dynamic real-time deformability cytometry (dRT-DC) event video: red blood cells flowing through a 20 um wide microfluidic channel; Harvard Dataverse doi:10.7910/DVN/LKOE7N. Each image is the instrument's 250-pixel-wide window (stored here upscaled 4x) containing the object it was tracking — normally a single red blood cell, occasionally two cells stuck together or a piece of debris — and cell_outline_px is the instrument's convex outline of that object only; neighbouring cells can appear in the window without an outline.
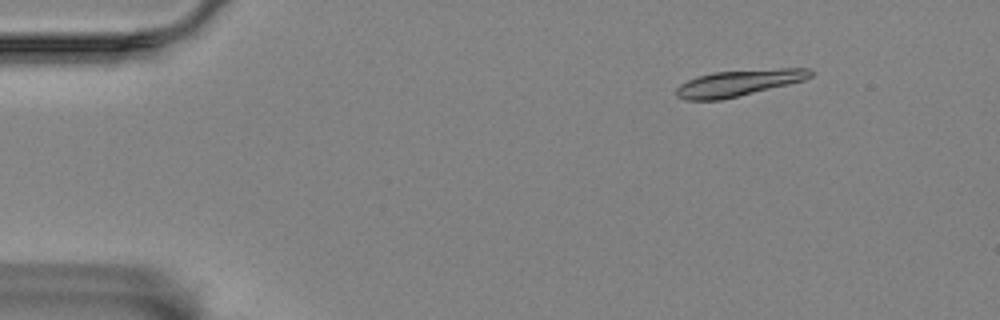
{"species": "Egyptian fruit bat (a non-hibernating species)", "species_latin": "Rousettus aegyptiacus", "temperature_condition": "room temperature", "stored_images_in_passage": 42, "camera_frame_rate_fps": 3000, "um_per_image_px": 0.085, "animal": {"sex": "female"}, "frame": {"image": 1, "passage_image": 1, "time_ms": 0.0, "image_size_px": [1000, 320], "cell_outline_px": [[812, 76], [804, 80], [720, 100], [684, 100], [676, 96], [676, 88], [680, 84], [696, 76], [712, 72], [780, 68], [808, 68], [812, 72]], "centroid_in_image_um": [62.73, 7.04], "position_along_channel_um": 22.3, "area_um2": 20.35}}
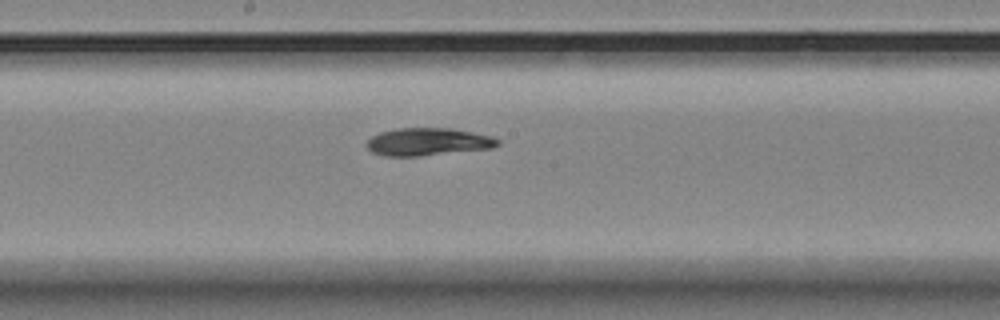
{"frame": {"image": 2, "passage_image": 24, "time_ms": 7.667, "image_size_px": [1000, 320], "cell_outline_px": [[500, 144], [492, 148], [420, 156], [384, 156], [372, 152], [364, 144], [372, 136], [380, 132], [396, 128], [452, 128], [492, 136], [500, 140]], "centroid_in_image_um": [36.37, 12.05], "position_along_channel_um": 211.8, "area_um2": 21.21}}
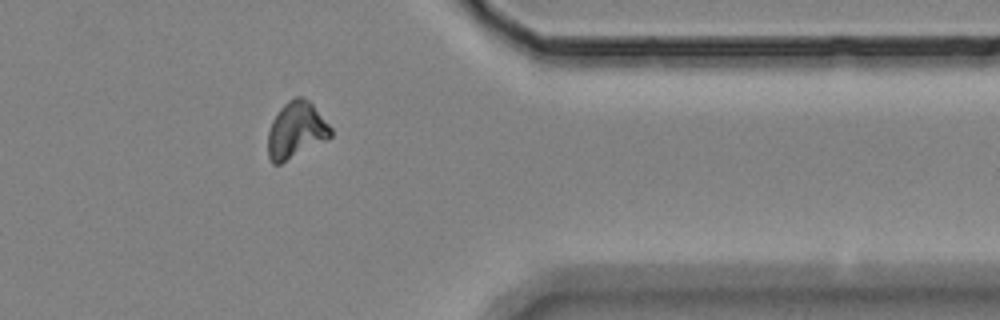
{"frame": {"image": 3, "passage_image": 40, "time_ms": 13.0, "image_size_px": [1000, 320], "cell_outline_px": [[332, 136], [328, 140], [280, 164], [272, 164], [268, 156], [268, 132], [272, 120], [280, 108], [288, 100], [296, 96], [304, 96], [312, 104], [332, 128]], "centroid_in_image_um": [25.17, 11.07], "position_along_channel_um": 386.2, "area_um2": 20.81}, "authors_computed_cell_mechanics": {"area_um2": 21.1259, "velocity_mm_per_s": 3.5043, "shape_relaxation_time_tau1_ms": 4.7202, "shape_relaxation_time_tau2_ms": 4.1615, "deformation_change_tau1": 0.1509, "deformation_change_tau2": 0.0709}}